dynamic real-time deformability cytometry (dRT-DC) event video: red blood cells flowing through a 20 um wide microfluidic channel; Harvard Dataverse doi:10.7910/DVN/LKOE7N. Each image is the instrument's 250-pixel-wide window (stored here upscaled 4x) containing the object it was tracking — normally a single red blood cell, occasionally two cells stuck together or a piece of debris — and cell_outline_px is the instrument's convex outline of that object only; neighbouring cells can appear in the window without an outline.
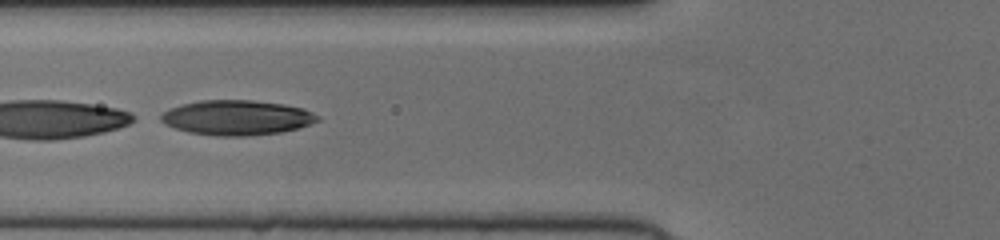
{"species": "human", "species_latin": "Homo sapiens", "temperature_condition": "cold", "stored_images_in_passage": 45, "segment_of_instrument_passage": [2, 2], "camera_frame_rate_fps": 3000, "um_per_image_px": 0.085, "donor": {"sex": "female"}, "frame": {"image": 1, "passage_image": 14, "time_ms": 4.333, "image_size_px": [1000, 240], "cell_outline_px": [[320, 120], [300, 128], [280, 132], [244, 136], [216, 136], [188, 132], [164, 124], [160, 120], [160, 116], [168, 108], [200, 100], [252, 100], [284, 104], [304, 108], [320, 116]], "centroid_in_image_um": [20.14, 10.0], "position_along_channel_um": 105.7, "area_um2": 31.96}}
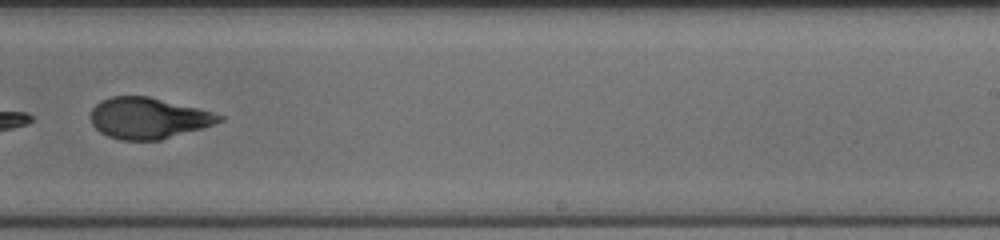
{"frame": {"image": 2, "passage_image": 27, "time_ms": 8.667, "image_size_px": [1000, 240], "cell_outline_px": [[224, 120], [204, 128], [160, 140], [120, 140], [108, 136], [100, 132], [92, 124], [88, 116], [92, 108], [100, 100], [112, 96], [148, 96], [200, 108], [224, 116]], "centroid_in_image_um": [12.59, 10.04], "position_along_channel_um": 276.4, "area_um2": 31.1}}
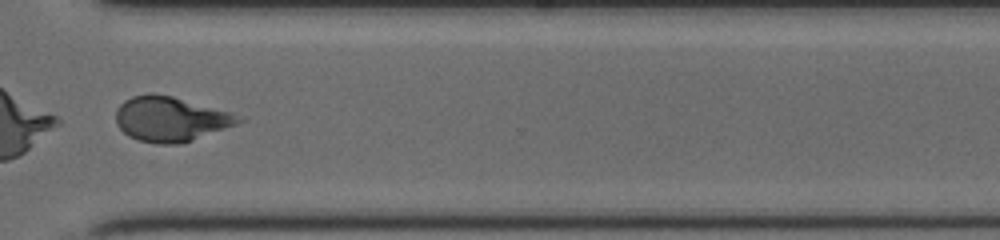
{"frame": {"image": 3, "passage_image": 33, "time_ms": 10.667, "image_size_px": [1000, 240], "cell_outline_px": [[244, 120], [236, 124], [192, 140], [180, 144], [160, 144], [140, 140], [128, 136], [116, 124], [116, 108], [124, 100], [132, 96], [148, 92], [152, 92], [172, 96], [244, 116]], "centroid_in_image_um": [14.47, 10.1], "position_along_channel_um": 356.1, "area_um2": 31.96}}